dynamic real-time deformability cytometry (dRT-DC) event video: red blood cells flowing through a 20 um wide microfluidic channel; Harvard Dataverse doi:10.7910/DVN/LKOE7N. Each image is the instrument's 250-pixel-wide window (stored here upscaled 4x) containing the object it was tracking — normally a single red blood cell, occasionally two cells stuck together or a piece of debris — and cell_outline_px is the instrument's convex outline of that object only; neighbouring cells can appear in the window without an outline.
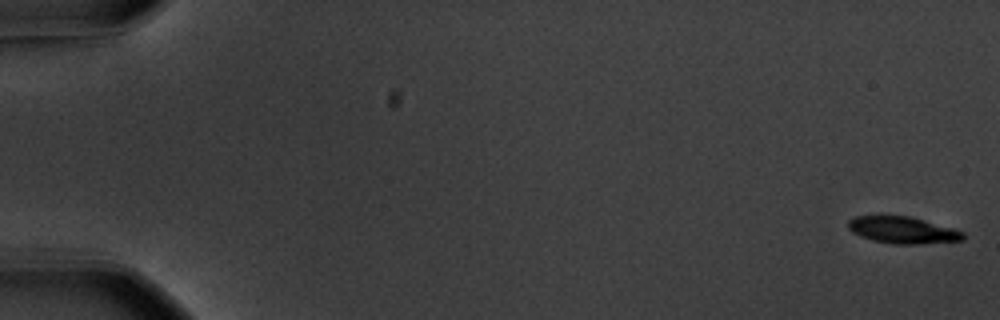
{"species": "common noctule bat (a hibernating species)", "species_latin": "Nyctalus noctula", "temperature_condition": "warm", "stored_images_in_passage": 18, "camera_frame_rate_fps": 3000, "um_per_image_px": 0.085, "animal": {"sex": "male", "body_mass_g": 20.1, "forearm_length_mm": 53.5}, "frame": {"image": 1, "passage_image": 1, "time_ms": 0.0, "image_size_px": [1000, 320], "cell_outline_px": [[964, 240], [920, 244], [892, 244], [872, 240], [860, 236], [852, 232], [848, 228], [848, 220], [856, 216], [880, 212], [912, 216], [952, 228], [964, 232]], "centroid_in_image_um": [76.65, 19.5], "position_along_channel_um": 8.3, "area_um2": 18.79}}
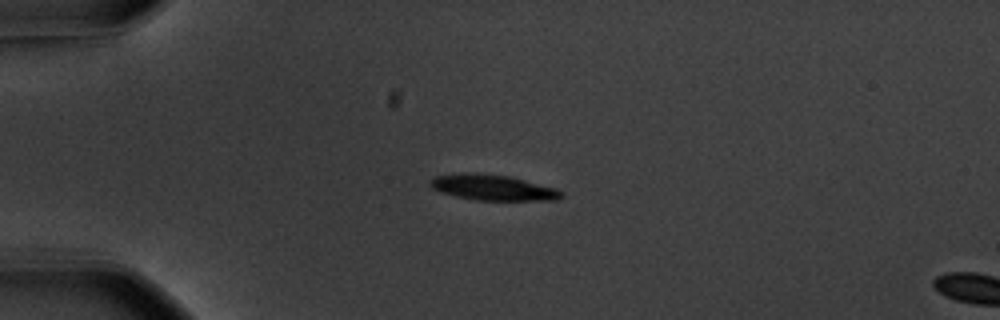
{"frame": {"image": 2, "passage_image": 15, "time_ms": 4.667, "image_size_px": [1000, 320], "cell_outline_px": [[564, 196], [556, 200], [476, 200], [456, 196], [440, 192], [432, 188], [428, 184], [436, 176], [464, 172], [476, 172], [508, 176], [556, 188], [564, 192]], "centroid_in_image_um": [41.9, 15.94], "position_along_channel_um": 43.1, "area_um2": 19.59}}